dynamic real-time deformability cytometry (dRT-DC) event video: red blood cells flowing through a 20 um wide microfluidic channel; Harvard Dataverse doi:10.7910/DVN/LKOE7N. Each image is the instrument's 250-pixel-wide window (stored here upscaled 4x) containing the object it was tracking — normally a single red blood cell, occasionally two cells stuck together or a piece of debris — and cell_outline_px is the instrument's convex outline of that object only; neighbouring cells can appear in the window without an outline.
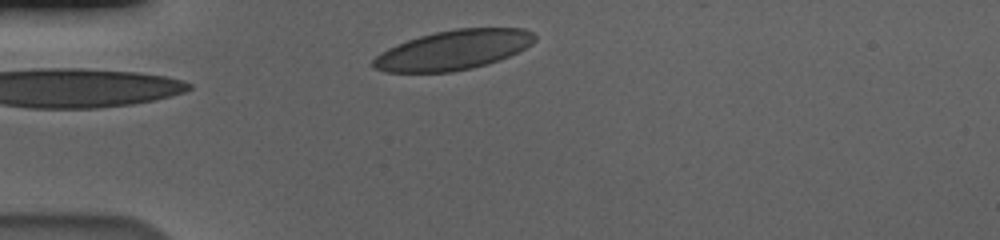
{"species": "human", "species_latin": "Homo sapiens", "temperature_condition": "cold", "stored_images_in_passage": 33, "camera_frame_rate_fps": 3000, "um_per_image_px": 0.085, "donor": {"sex": "male"}, "frame": {"image": 1, "passage_image": 1, "time_ms": 0.0, "image_size_px": [1000, 240], "cell_outline_px": [[536, 40], [532, 44], [500, 60], [472, 68], [452, 72], [388, 72], [372, 68], [372, 60], [376, 56], [388, 48], [396, 44], [420, 36], [436, 32], [456, 28], [524, 28], [532, 32], [536, 36]], "centroid_in_image_um": [38.53, 4.25], "position_along_channel_um": 46.5, "area_um2": 37.17}}
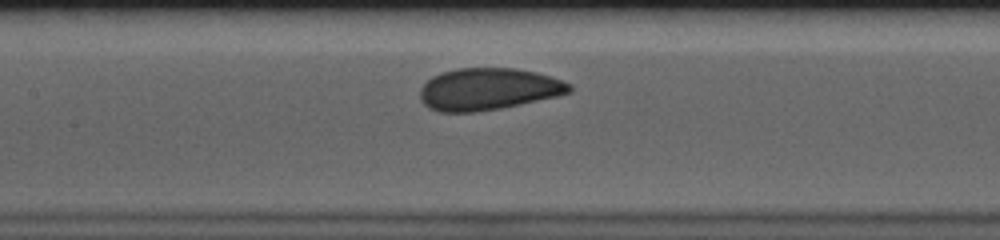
{"frame": {"image": 2, "passage_image": 13, "time_ms": 4.0, "image_size_px": [1000, 240], "cell_outline_px": [[572, 92], [556, 96], [500, 108], [476, 112], [440, 112], [428, 108], [420, 100], [420, 88], [432, 76], [440, 72], [456, 68], [516, 68], [536, 72], [572, 84]], "centroid_in_image_um": [41.46, 7.57], "position_along_channel_um": 165.9, "area_um2": 36.53}}
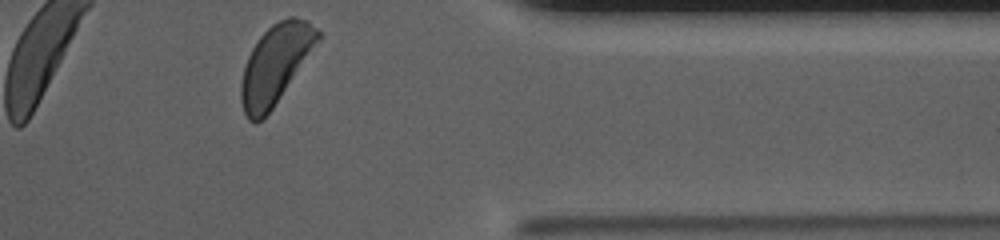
{"frame": {"image": 3, "passage_image": 33, "time_ms": 10.667, "image_size_px": [1000, 240], "cell_outline_px": [[324, 36], [272, 108], [256, 124], [248, 120], [244, 112], [240, 100], [240, 84], [244, 68], [248, 56], [252, 48], [260, 36], [272, 24], [288, 16], [296, 16], [308, 20]], "centroid_in_image_um": [23.43, 5.43], "position_along_channel_um": 388.0, "area_um2": 35.37}, "authors_computed_cell_mechanics": {"area_um2": 36.2406, "velocity_mm_per_s": 3.5426, "shape_relaxation_time_tau1_ms": 2.5483, "shape_relaxation_time_tau2_ms": 1.045, "deformation_change_tau1": 0.0914, "deformation_change_tau2": 0.0625}}